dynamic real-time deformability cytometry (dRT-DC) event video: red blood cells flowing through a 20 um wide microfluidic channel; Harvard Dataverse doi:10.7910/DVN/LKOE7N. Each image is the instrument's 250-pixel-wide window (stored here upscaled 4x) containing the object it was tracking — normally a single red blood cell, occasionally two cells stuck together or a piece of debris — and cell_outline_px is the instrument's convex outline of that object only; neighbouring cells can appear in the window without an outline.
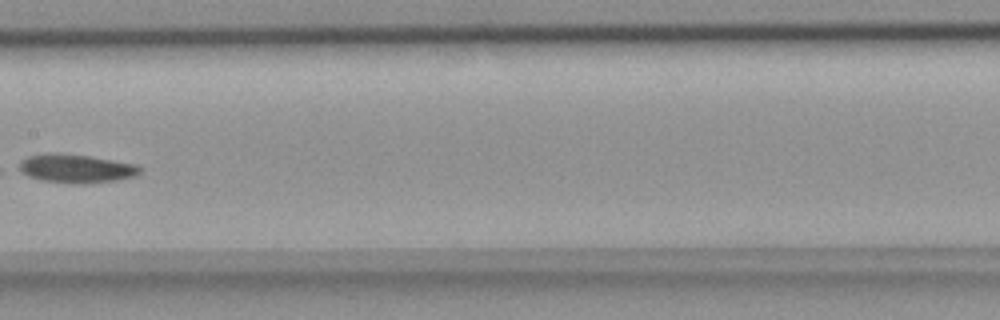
{"species": "common noctule bat (a hibernating species)", "species_latin": "Nyctalus noctula", "temperature_condition": "room temperature", "stored_images_in_passage": 7, "camera_frame_rate_fps": 3000, "um_per_image_px": 0.085, "animal": {"sex": "female", "body_mass_g": 18.4}, "frame": {"image": 1, "passage_image": 7, "time_ms": 2.0, "image_size_px": [1000, 320], "cell_outline_px": [[140, 172], [136, 176], [116, 180], [84, 184], [72, 184], [40, 180], [28, 176], [16, 168], [20, 160], [28, 156], [48, 152], [56, 152], [88, 156], [136, 164], [140, 168]], "centroid_in_image_um": [6.4, 14.32], "position_along_channel_um": 201.0, "area_um2": 20.4}}